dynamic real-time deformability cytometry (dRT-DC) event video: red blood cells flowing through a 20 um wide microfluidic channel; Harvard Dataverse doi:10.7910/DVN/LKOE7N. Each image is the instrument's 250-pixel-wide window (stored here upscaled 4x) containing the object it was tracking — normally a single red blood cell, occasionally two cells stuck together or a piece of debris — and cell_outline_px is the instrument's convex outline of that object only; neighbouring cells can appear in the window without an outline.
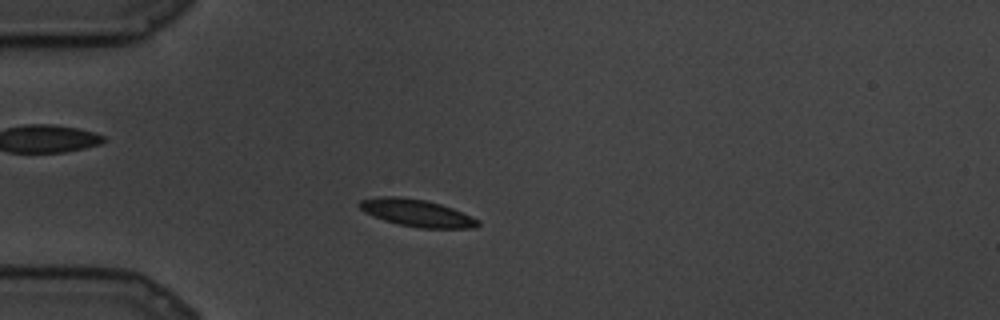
{"species": "common noctule bat (a hibernating species)", "species_latin": "Nyctalus noctula", "temperature_condition": "cold", "stored_images_in_passage": 74, "camera_frame_rate_fps": 3000, "um_per_image_px": 0.085, "animal": {"sex": "male", "body_mass_g": 19.5, "forearm_length_mm": 54.6}, "frame": {"image": 1, "passage_image": 10, "time_ms": 3.0, "image_size_px": [1000, 320], "cell_outline_px": [[480, 224], [476, 228], [420, 228], [400, 224], [384, 220], [364, 212], [360, 208], [360, 200], [376, 196], [400, 196], [424, 200], [440, 204], [452, 208], [472, 216], [480, 220]], "centroid_in_image_um": [35.45, 18.1], "position_along_channel_um": 49.6, "area_um2": 18.73}}
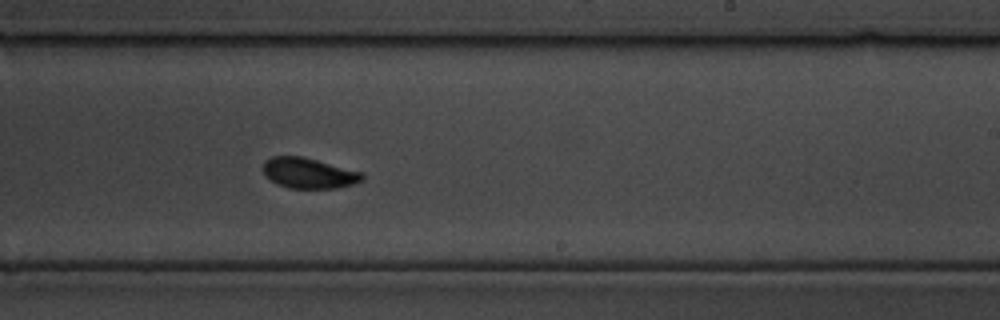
{"frame": {"image": 2, "passage_image": 40, "time_ms": 13.0, "image_size_px": [1000, 320], "cell_outline_px": [[364, 180], [352, 184], [336, 188], [288, 188], [276, 184], [268, 180], [264, 176], [264, 160], [272, 156], [304, 156], [364, 172]], "centroid_in_image_um": [26.24, 14.71], "position_along_channel_um": 262.8, "area_um2": 17.98}}
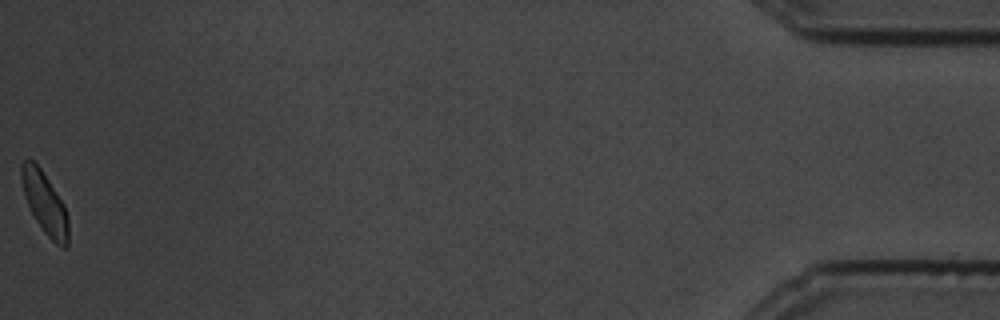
{"frame": {"image": 3, "passage_image": 74, "time_ms": 24.333, "image_size_px": [1000, 320], "cell_outline_px": [[68, 244], [64, 248], [56, 244], [44, 232], [36, 220], [28, 204], [24, 192], [20, 176], [20, 164], [24, 160], [32, 160], [40, 168], [64, 204], [68, 216]], "centroid_in_image_um": [3.81, 17.26], "position_along_channel_um": 431.4, "area_um2": 16.59}}